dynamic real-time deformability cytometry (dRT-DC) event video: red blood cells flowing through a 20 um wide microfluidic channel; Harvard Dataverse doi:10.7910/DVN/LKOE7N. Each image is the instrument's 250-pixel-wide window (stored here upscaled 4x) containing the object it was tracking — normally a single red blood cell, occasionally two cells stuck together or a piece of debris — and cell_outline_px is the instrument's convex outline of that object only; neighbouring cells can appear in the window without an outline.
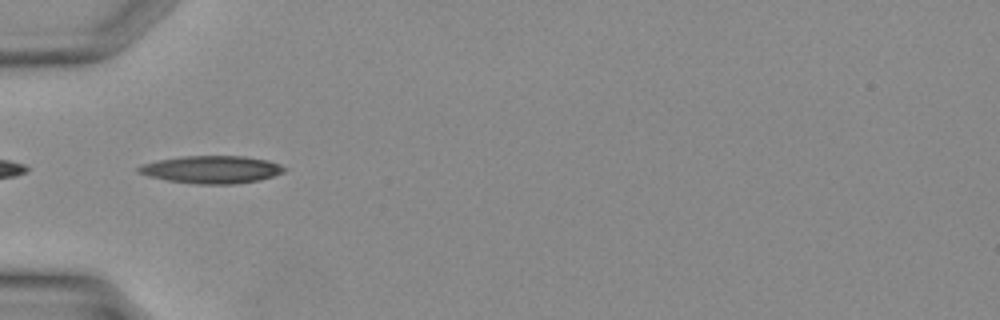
{"species": "Egyptian fruit bat (a non-hibernating species)", "species_latin": "Rousettus aegyptiacus", "temperature_condition": "warm", "stored_images_in_passage": 20, "camera_frame_rate_fps": 3000, "um_per_image_px": 0.085, "animal": {"sex": "female"}, "frame": {"image": 1, "passage_image": 5, "time_ms": 1.333, "image_size_px": [1000, 320], "cell_outline_px": [[288, 168], [284, 172], [260, 180], [232, 184], [196, 184], [168, 180], [148, 176], [136, 172], [136, 168], [144, 164], [156, 160], [180, 156], [244, 156], [268, 160], [280, 164]], "centroid_in_image_um": [17.99, 14.4], "position_along_channel_um": 67.0, "area_um2": 23.52}}
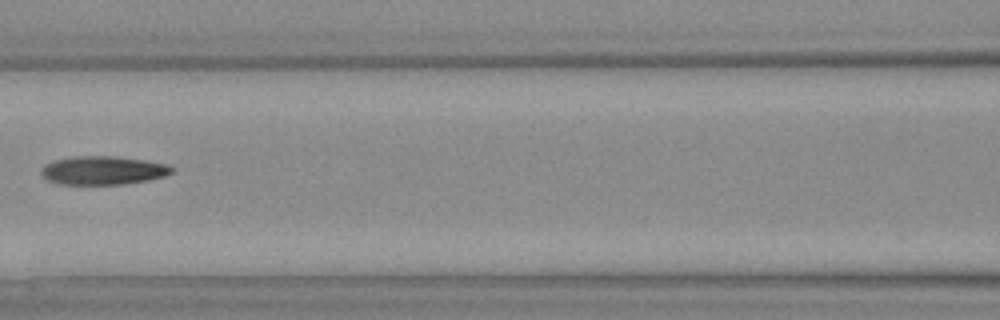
{"frame": {"image": 2, "passage_image": 10, "time_ms": 3.0, "image_size_px": [1000, 320], "cell_outline_px": [[176, 168], [172, 172], [164, 176], [148, 180], [124, 184], [60, 184], [48, 180], [40, 172], [40, 168], [44, 164], [56, 160], [76, 156], [116, 156], [144, 160], [168, 164]], "centroid_in_image_um": [8.78, 14.48], "position_along_channel_um": 157.8, "area_um2": 21.73}}
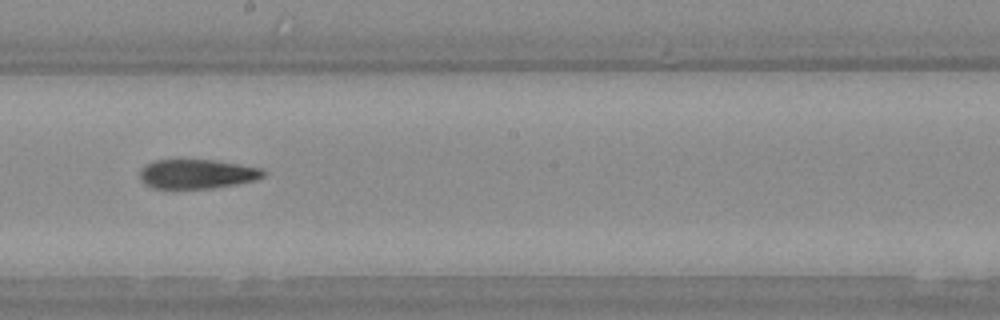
{"frame": {"image": 3, "passage_image": 14, "time_ms": 4.333, "image_size_px": [1000, 320], "cell_outline_px": [[264, 176], [256, 180], [236, 184], [212, 188], [152, 188], [144, 184], [140, 180], [140, 168], [144, 164], [156, 160], [212, 160], [260, 168], [264, 172]], "centroid_in_image_um": [16.68, 14.79], "position_along_channel_um": 231.5, "area_um2": 20.98}}